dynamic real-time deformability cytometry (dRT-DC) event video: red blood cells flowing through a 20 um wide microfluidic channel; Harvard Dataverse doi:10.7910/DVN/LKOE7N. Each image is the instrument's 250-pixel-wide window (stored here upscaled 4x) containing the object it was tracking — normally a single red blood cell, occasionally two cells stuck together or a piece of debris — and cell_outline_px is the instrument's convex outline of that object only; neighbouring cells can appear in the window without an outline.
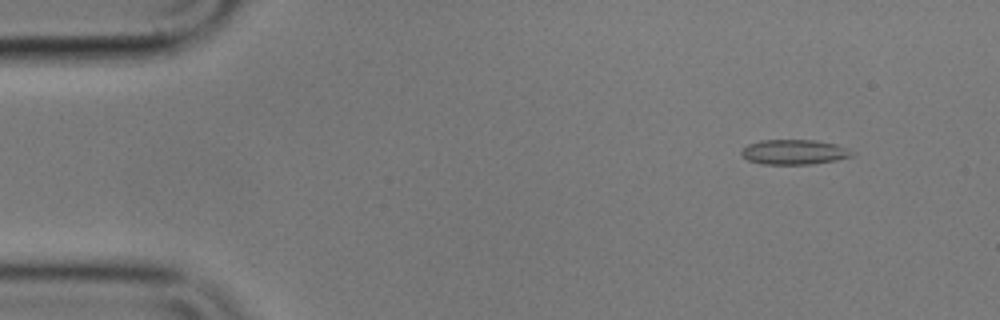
{"species": "common noctule bat (a hibernating species)", "species_latin": "Nyctalus noctula", "temperature_condition": "cold", "stored_images_in_passage": 55, "camera_frame_rate_fps": 3000, "um_per_image_px": 0.085, "animal": {"sex": "male", "body_mass_g": 17.9}, "frame": {"image": 1, "passage_image": 6, "time_ms": 1.667, "image_size_px": [1000, 320], "cell_outline_px": [[856, 152], [852, 156], [836, 160], [812, 164], [764, 164], [748, 160], [740, 156], [740, 152], [748, 144], [760, 140], [816, 140], [836, 144]], "centroid_in_image_um": [67.5, 12.92], "position_along_channel_um": 17.5, "area_um2": 16.13}}
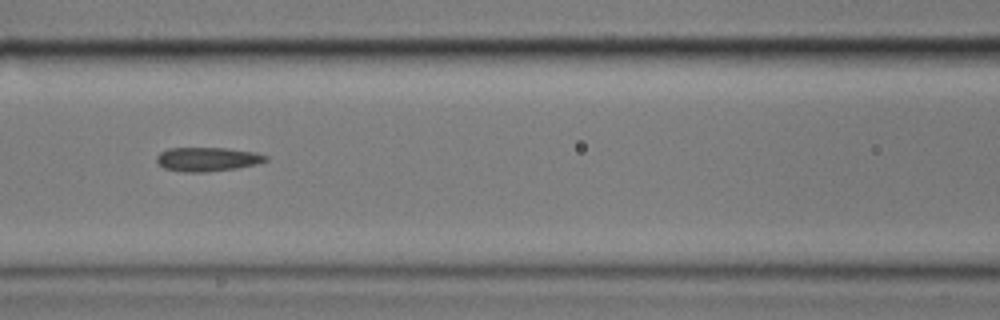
{"frame": {"image": 2, "passage_image": 24, "time_ms": 7.667, "image_size_px": [1000, 320], "cell_outline_px": [[268, 160], [256, 164], [236, 168], [204, 172], [184, 172], [164, 168], [156, 160], [156, 156], [160, 152], [168, 148], [228, 148], [256, 152], [268, 156]], "centroid_in_image_um": [17.63, 13.52], "position_along_channel_um": 149.0, "area_um2": 15.26}}
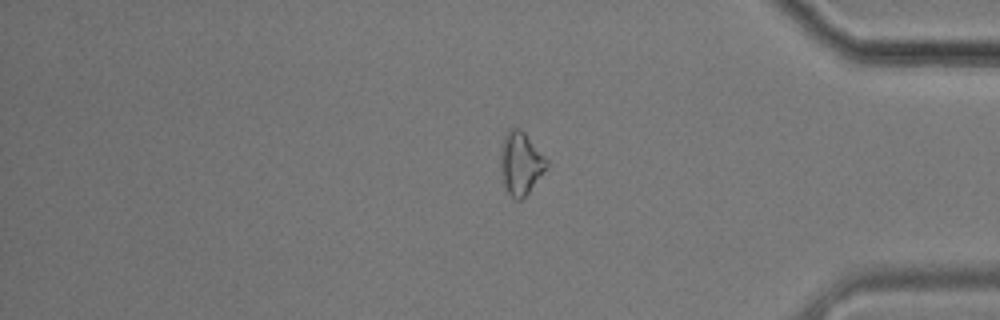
{"frame": {"image": 3, "passage_image": 46, "time_ms": 15.0, "image_size_px": [1000, 320], "cell_outline_px": [[548, 164], [528, 192], [520, 200], [516, 200], [508, 192], [504, 184], [500, 168], [500, 152], [504, 136], [512, 128], [520, 128], [524, 132], [548, 160]], "centroid_in_image_um": [44.23, 13.86], "position_along_channel_um": 391.0, "area_um2": 16.42}, "authors_computed_cell_mechanics": {"area_um2": 15.4326, "velocity_mm_per_s": 3.6182, "shape_relaxation_time_tau1_ms": 6.1295, "shape_relaxation_time_tau2_ms": 3.1372, "deformation_change_tau1": 0.1583, "deformation_change_tau2": 0.1403}}